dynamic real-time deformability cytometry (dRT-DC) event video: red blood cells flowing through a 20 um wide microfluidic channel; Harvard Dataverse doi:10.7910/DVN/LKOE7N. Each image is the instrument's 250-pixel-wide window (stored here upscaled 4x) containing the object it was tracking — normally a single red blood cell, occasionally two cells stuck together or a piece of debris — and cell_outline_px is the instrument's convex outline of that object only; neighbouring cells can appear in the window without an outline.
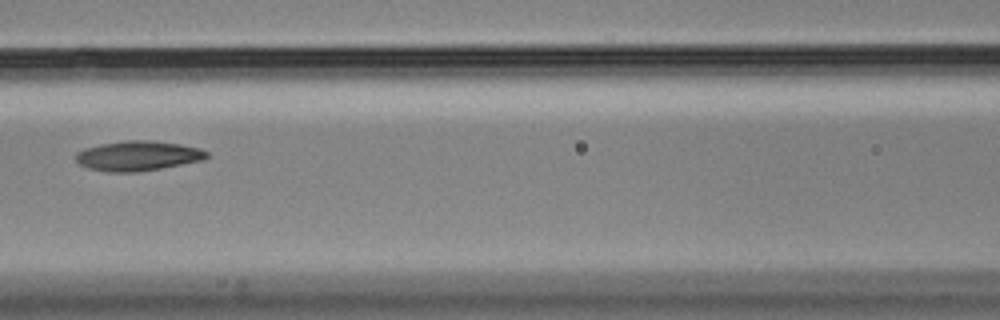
{"species": "Egyptian fruit bat (a non-hibernating species)", "species_latin": "Rousettus aegyptiacus", "temperature_condition": "cold", "stored_images_in_passage": 12, "camera_frame_rate_fps": 3000, "um_per_image_px": 0.085, "animal": {"sex": "male"}, "frame": {"image": 1, "passage_image": 3, "time_ms": 0.667, "image_size_px": [1000, 320], "cell_outline_px": [[208, 156], [204, 160], [160, 168], [136, 172], [104, 172], [88, 168], [80, 164], [76, 160], [76, 152], [84, 148], [100, 144], [124, 140], [148, 140], [180, 144], [200, 148], [208, 152]], "centroid_in_image_um": [11.7, 13.24], "position_along_channel_um": 154.9, "area_um2": 22.83}}
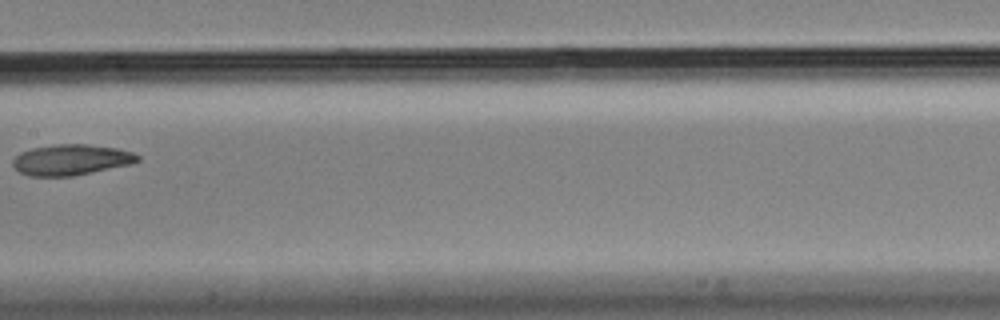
{"frame": {"image": 2, "passage_image": 4, "time_ms": 1.0, "image_size_px": [1000, 320], "cell_outline_px": [[140, 160], [132, 164], [72, 176], [28, 176], [20, 172], [12, 164], [12, 160], [20, 152], [32, 148], [56, 144], [88, 144], [116, 148], [132, 152], [140, 156]], "centroid_in_image_um": [6.05, 13.58], "position_along_channel_um": 201.4, "area_um2": 22.37}}
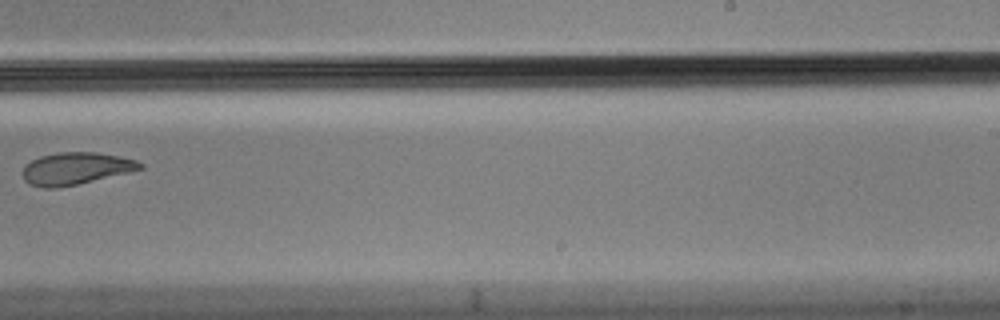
{"frame": {"image": 3, "passage_image": 6, "time_ms": 1.667, "image_size_px": [1000, 320], "cell_outline_px": [[144, 168], [128, 172], [76, 184], [56, 188], [44, 188], [28, 184], [24, 180], [20, 172], [32, 160], [40, 156], [60, 152], [96, 152], [136, 160], [144, 164]], "centroid_in_image_um": [6.39, 14.32], "position_along_channel_um": 282.6, "area_um2": 21.79}}